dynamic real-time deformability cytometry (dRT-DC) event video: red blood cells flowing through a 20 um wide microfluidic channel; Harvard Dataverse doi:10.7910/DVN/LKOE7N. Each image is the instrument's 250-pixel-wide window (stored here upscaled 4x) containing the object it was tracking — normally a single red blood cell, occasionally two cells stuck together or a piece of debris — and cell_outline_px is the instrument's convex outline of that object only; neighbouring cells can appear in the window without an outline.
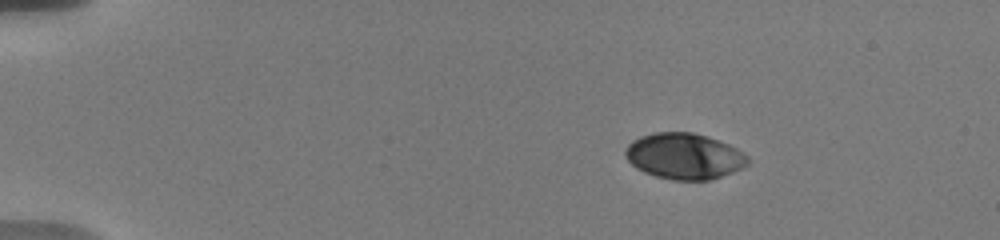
{"species": "human", "species_latin": "Homo sapiens", "temperature_condition": "warm", "stored_images_in_passage": 48, "camera_frame_rate_fps": 3000, "um_per_image_px": 0.085, "donor": {"sex": "male"}, "frame": {"image": 1, "passage_image": 1, "time_ms": 0.0, "image_size_px": [1000, 240], "cell_outline_px": [[748, 164], [744, 168], [708, 180], [672, 180], [656, 176], [644, 172], [636, 168], [628, 160], [624, 152], [624, 148], [632, 140], [640, 136], [656, 132], [692, 132], [708, 136], [728, 144], [736, 148], [748, 156]], "centroid_in_image_um": [58.15, 13.27], "position_along_channel_um": 26.9, "area_um2": 32.89}}
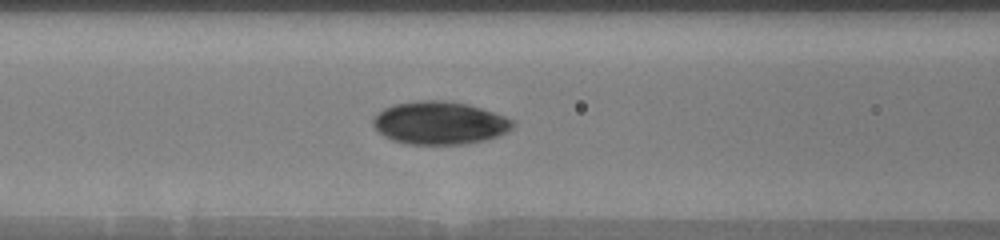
{"frame": {"image": 2, "passage_image": 17, "time_ms": 5.333, "image_size_px": [1000, 240], "cell_outline_px": [[516, 124], [512, 128], [500, 136], [468, 144], [408, 144], [392, 140], [384, 136], [372, 124], [372, 120], [384, 108], [392, 104], [420, 100], [444, 100], [468, 104], [516, 120]], "centroid_in_image_um": [37.4, 10.45], "position_along_channel_um": 129.2, "area_um2": 35.03}}
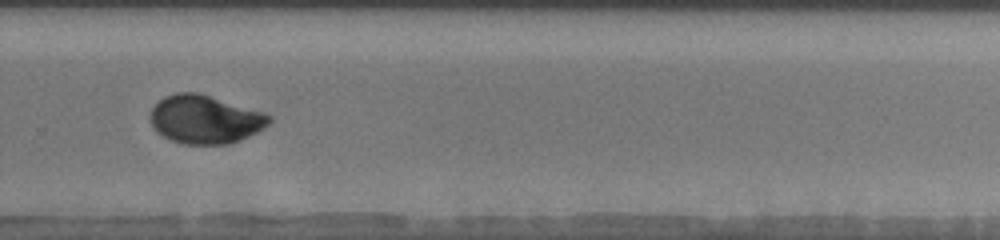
{"frame": {"image": 3, "passage_image": 32, "time_ms": 10.333, "image_size_px": [1000, 240], "cell_outline_px": [[272, 120], [264, 128], [240, 140], [228, 144], [180, 144], [156, 132], [148, 116], [152, 108], [164, 96], [176, 92], [196, 92], [264, 112], [272, 116]], "centroid_in_image_um": [17.41, 10.15], "position_along_channel_um": 312.4, "area_um2": 33.52}, "authors_computed_cell_mechanics": {"area_um2": 33.4084, "velocity_mm_per_s": 3.6743, "shape_relaxation_time_tau1_ms": 6.1888, "shape_relaxation_time_tau2_ms": 0.9986, "deformation_change_tau1": 0.1613, "deformation_change_tau2": 0.0369}}